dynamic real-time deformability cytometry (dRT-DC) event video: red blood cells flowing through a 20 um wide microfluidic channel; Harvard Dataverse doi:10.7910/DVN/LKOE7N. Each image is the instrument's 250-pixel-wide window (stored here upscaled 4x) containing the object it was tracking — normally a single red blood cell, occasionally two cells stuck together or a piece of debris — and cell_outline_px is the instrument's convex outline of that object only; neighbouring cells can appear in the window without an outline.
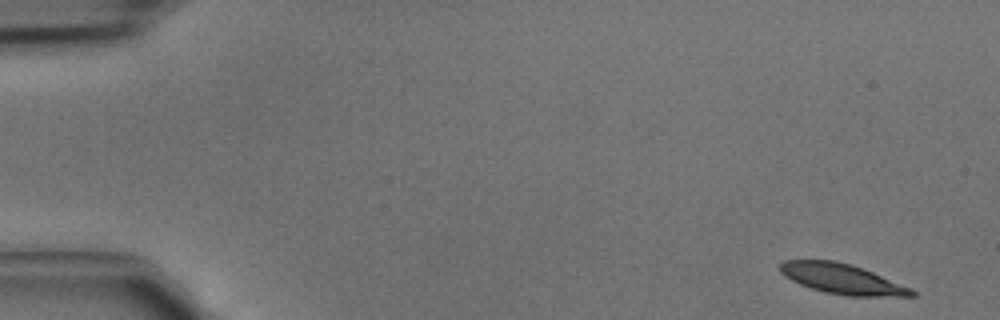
{"species": "common noctule bat (a hibernating species)", "species_latin": "Nyctalus noctula", "temperature_condition": "cold", "stored_images_in_passage": 4, "camera_frame_rate_fps": 3000, "um_per_image_px": 0.085, "animal": {"sex": "male", "body_mass_g": 15.6}, "frame": {"image": 1, "passage_image": 1, "time_ms": 0.0, "image_size_px": [1000, 320], "cell_outline_px": [[916, 296], [844, 296], [824, 292], [800, 284], [784, 276], [780, 272], [780, 264], [784, 260], [836, 260], [852, 264], [912, 288], [916, 292]], "centroid_in_image_um": [71.58, 23.7], "position_along_channel_um": 13.4, "area_um2": 23.12}}